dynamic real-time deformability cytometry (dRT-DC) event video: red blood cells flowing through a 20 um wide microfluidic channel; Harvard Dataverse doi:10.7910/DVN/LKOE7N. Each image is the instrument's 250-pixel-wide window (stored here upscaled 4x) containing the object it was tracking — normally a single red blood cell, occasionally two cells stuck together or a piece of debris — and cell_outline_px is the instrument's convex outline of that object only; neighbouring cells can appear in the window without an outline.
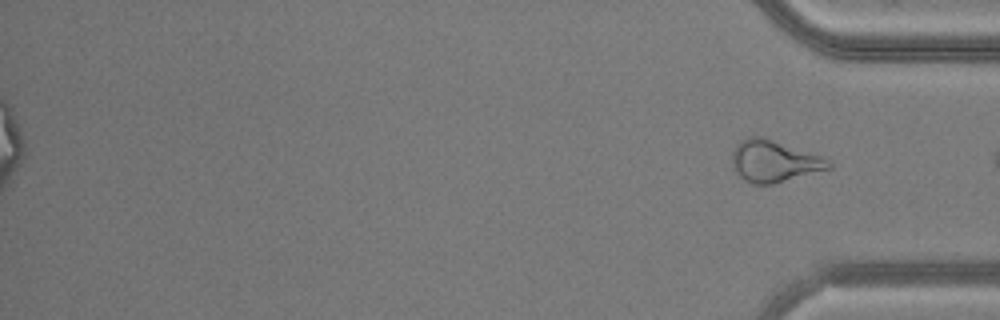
{"species": "common noctule bat (a hibernating species)", "species_latin": "Nyctalus noctula", "temperature_condition": "warm", "stored_images_in_passage": 41, "segment_of_instrument_passage": [2, 2], "camera_frame_rate_fps": 3000, "um_per_image_px": 0.085, "animal": {"sex": "male", "body_mass_g": 20.5, "forearm_length_mm": 52.5}, "frame": {"image": 1, "passage_image": 41, "time_ms": 13.333, "image_size_px": [1000, 320], "cell_outline_px": [[832, 168], [772, 184], [756, 184], [744, 180], [736, 172], [732, 164], [732, 152], [736, 144], [740, 140], [748, 136], [764, 136], [820, 156], [828, 160], [832, 164]], "centroid_in_image_um": [65.76, 13.68], "position_along_channel_um": 369.4, "area_um2": 23.41}}